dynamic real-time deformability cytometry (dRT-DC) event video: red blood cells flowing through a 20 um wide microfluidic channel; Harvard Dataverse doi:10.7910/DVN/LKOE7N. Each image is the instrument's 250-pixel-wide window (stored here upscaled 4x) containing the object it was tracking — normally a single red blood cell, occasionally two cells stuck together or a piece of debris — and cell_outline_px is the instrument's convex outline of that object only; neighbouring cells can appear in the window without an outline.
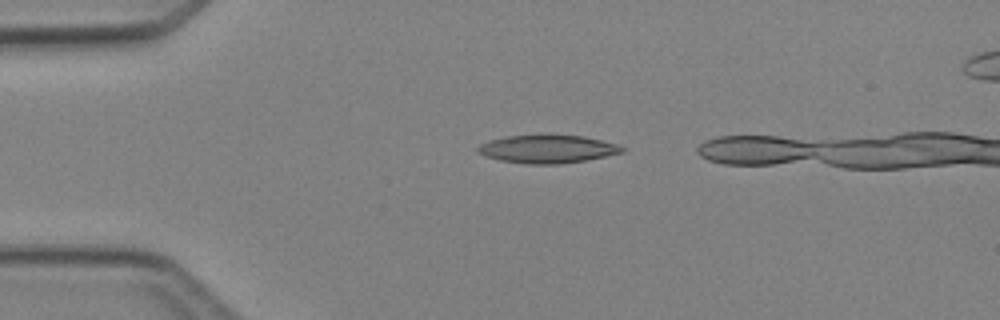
{"species": "Egyptian fruit bat (a non-hibernating species)", "species_latin": "Rousettus aegyptiacus", "temperature_condition": "cold", "stored_images_in_passage": 3, "camera_frame_rate_fps": 3000, "um_per_image_px": 0.085, "animal": {"sex": "female"}, "frame": {"image": 1, "passage_image": 3, "time_ms": 3.333, "image_size_px": [1000, 320], "cell_outline_px": [[624, 152], [584, 160], [560, 164], [528, 164], [500, 160], [484, 156], [476, 152], [476, 148], [480, 144], [504, 136], [544, 132], [548, 132], [584, 136], [616, 144], [624, 148]], "centroid_in_image_um": [46.48, 12.62], "position_along_channel_um": 38.5, "area_um2": 24.33}}